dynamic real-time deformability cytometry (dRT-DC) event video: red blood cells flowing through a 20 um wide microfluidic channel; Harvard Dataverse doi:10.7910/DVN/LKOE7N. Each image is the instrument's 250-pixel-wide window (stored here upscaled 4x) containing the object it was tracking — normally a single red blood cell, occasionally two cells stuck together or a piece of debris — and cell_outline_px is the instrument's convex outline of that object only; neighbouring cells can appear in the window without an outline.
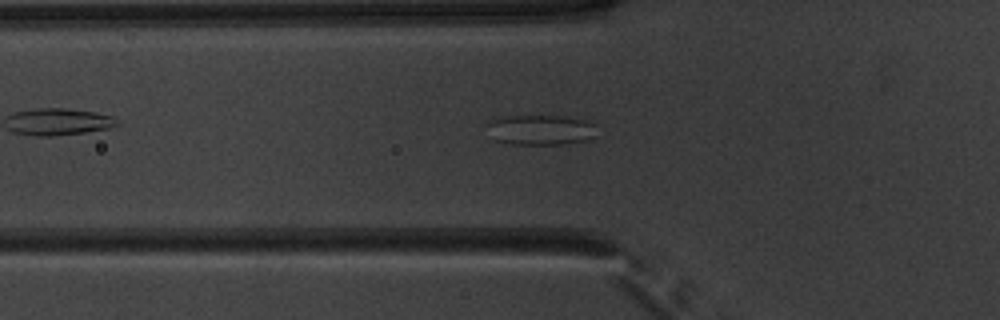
{"species": "common noctule bat (a hibernating species)", "species_latin": "Nyctalus noctula", "temperature_condition": "warm", "stored_images_in_passage": 51, "camera_frame_rate_fps": 3000, "um_per_image_px": 0.085, "animal": {"sex": "male", "body_mass_g": 20.1, "forearm_length_mm": 53.5}, "frame": {"image": 1, "passage_image": 18, "time_ms": 5.667, "image_size_px": [1000, 320], "cell_outline_px": [[596, 124], [592, 136], [584, 140], [568, 144], [508, 144], [492, 140], [484, 124], [488, 120], [508, 116], [568, 116], [588, 120]], "centroid_in_image_um": [45.86, 11.03], "position_along_channel_um": 79.9, "area_um2": 19.65}}
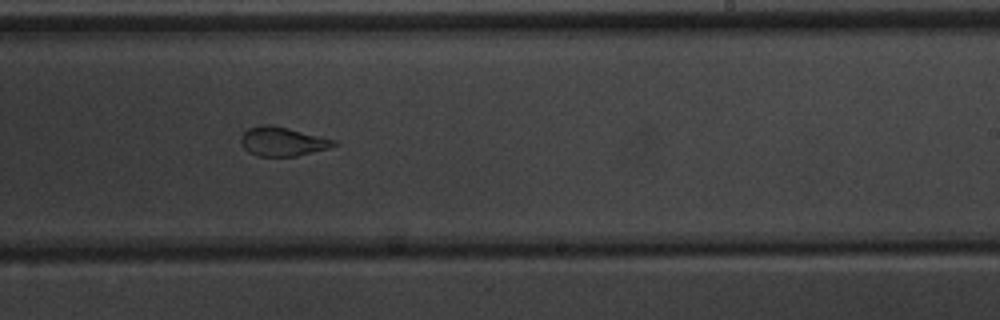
{"frame": {"image": 2, "passage_image": 32, "time_ms": 10.333, "image_size_px": [1000, 320], "cell_outline_px": [[340, 144], [328, 148], [296, 156], [256, 156], [248, 152], [240, 144], [240, 136], [248, 128], [260, 124], [268, 124], [288, 128], [336, 140]], "centroid_in_image_um": [23.98, 12.02], "position_along_channel_um": 265.0, "area_um2": 15.84}}
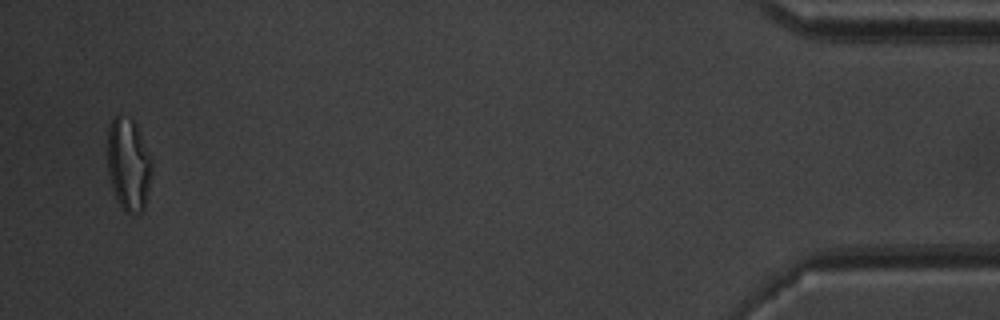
{"frame": {"image": 3, "passage_image": 50, "time_ms": 16.333, "image_size_px": [1000, 320], "cell_outline_px": [[152, 164], [148, 188], [144, 208], [140, 212], [124, 212], [112, 188], [108, 176], [108, 124], [120, 112], [132, 120], [136, 124], [152, 160]], "centroid_in_image_um": [10.9, 13.92], "position_along_channel_um": 424.3, "area_um2": 23.76}, "authors_computed_cell_mechanics": {"area_um2": 20.23, "velocity_mm_per_s": 3.9467, "shape_relaxation_time_tau1_ms": null, "shape_relaxation_time_tau2_ms": 1.004, "deformation_change_tau1": null, "deformation_change_tau2": 0.0862}}